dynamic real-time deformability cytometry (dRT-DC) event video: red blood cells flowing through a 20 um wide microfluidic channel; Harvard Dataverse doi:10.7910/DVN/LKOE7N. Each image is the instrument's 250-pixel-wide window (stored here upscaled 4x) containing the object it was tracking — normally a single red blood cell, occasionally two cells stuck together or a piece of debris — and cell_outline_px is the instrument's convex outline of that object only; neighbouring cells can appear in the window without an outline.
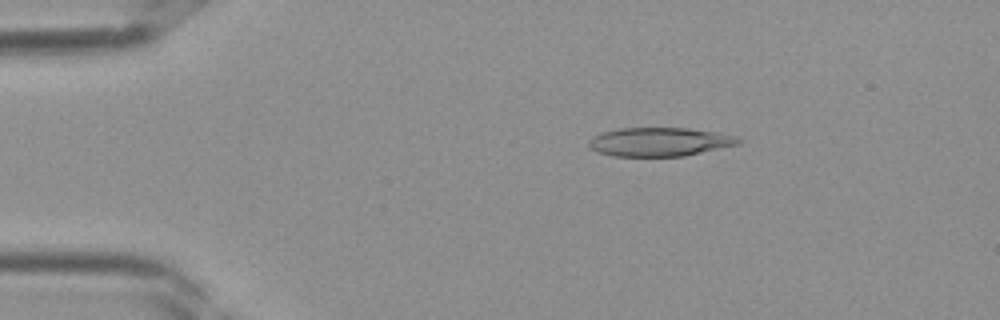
{"species": "Egyptian fruit bat (a non-hibernating species)", "species_latin": "Rousettus aegyptiacus", "temperature_condition": "room temperature", "stored_images_in_passage": 33, "camera_frame_rate_fps": 3000, "um_per_image_px": 0.085, "frame": {"image": 1, "passage_image": 2, "time_ms": 0.333, "image_size_px": [1000, 320], "cell_outline_px": [[744, 140], [740, 144], [684, 156], [612, 156], [600, 152], [592, 148], [588, 144], [588, 140], [592, 136], [604, 132], [620, 128], [688, 128], [720, 132], [736, 136]], "centroid_in_image_um": [56.12, 12.05], "position_along_channel_um": 28.9, "area_um2": 25.14}}
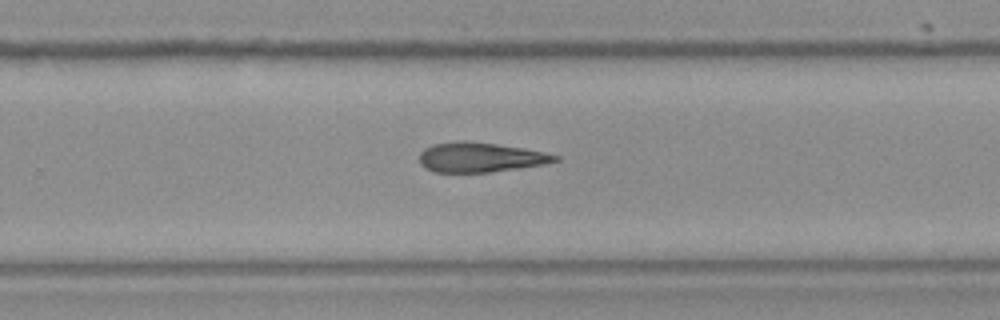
{"frame": {"image": 2, "passage_image": 20, "time_ms": 6.333, "image_size_px": [1000, 320], "cell_outline_px": [[560, 160], [544, 164], [488, 172], [436, 172], [424, 168], [420, 164], [420, 152], [424, 148], [432, 144], [496, 144], [524, 148], [544, 152], [560, 156]], "centroid_in_image_um": [40.86, 13.41], "position_along_channel_um": 288.9, "area_um2": 22.48}}
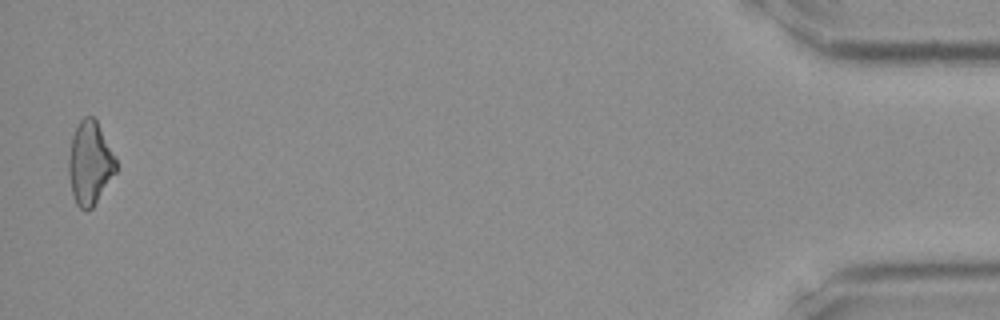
{"frame": {"image": 3, "passage_image": 33, "time_ms": 10.667, "image_size_px": [1000, 320], "cell_outline_px": [[116, 172], [92, 208], [80, 208], [76, 204], [72, 192], [68, 176], [68, 156], [72, 136], [80, 120], [84, 116], [92, 116], [96, 120], [116, 160]], "centroid_in_image_um": [7.61, 13.86], "position_along_channel_um": 427.6, "area_um2": 22.6}}